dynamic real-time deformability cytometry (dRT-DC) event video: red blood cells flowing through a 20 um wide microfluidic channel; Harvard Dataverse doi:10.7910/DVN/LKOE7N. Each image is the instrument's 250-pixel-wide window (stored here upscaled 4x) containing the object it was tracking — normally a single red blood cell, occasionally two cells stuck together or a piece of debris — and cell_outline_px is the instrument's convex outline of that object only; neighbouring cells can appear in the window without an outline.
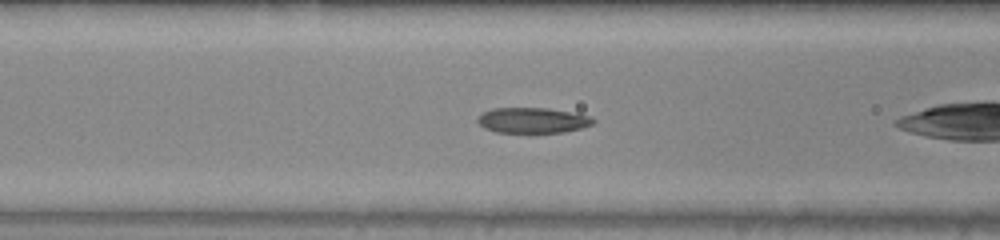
{"species": "common noctule bat (a hibernating species)", "species_latin": "Nyctalus noctula", "temperature_condition": "warm", "stored_images_in_passage": 35, "camera_frame_rate_fps": 3000, "um_per_image_px": 0.085, "animal": {"sex": "male", "body_mass_g": 20.0, "forearm_length_mm": 53.3}, "frame": {"image": 1, "passage_image": 5, "time_ms": 1.333, "image_size_px": [1000, 240], "cell_outline_px": [[596, 120], [592, 124], [580, 128], [564, 132], [532, 136], [496, 132], [484, 128], [476, 120], [476, 116], [492, 108], [548, 108], [592, 116]], "centroid_in_image_um": [45.25, 10.28], "position_along_channel_um": 121.4, "area_um2": 18.09}}
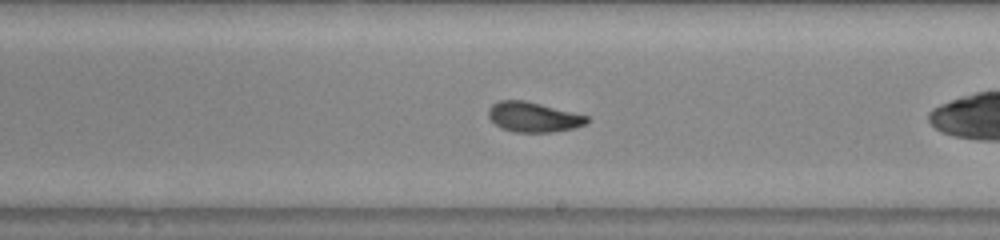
{"frame": {"image": 2, "passage_image": 14, "time_ms": 4.333, "image_size_px": [1000, 240], "cell_outline_px": [[588, 120], [584, 124], [572, 128], [552, 132], [516, 132], [500, 128], [488, 116], [488, 108], [492, 104], [500, 100], [524, 100], [588, 116]], "centroid_in_image_um": [45.28, 9.94], "position_along_channel_um": 243.7, "area_um2": 16.94}}
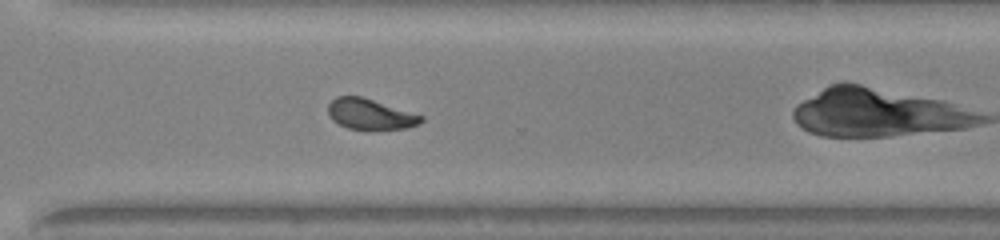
{"frame": {"image": 3, "passage_image": 21, "time_ms": 6.667, "image_size_px": [1000, 240], "cell_outline_px": [[424, 120], [420, 124], [408, 128], [368, 132], [348, 128], [332, 120], [328, 116], [328, 104], [336, 96], [364, 96], [424, 116]], "centroid_in_image_um": [31.49, 9.74], "position_along_channel_um": 339.1, "area_um2": 17.4}, "authors_computed_cell_mechanics": {"area_um2": 17.2244, "velocity_mm_per_s": 4.0899, "shape_relaxation_time_tau1_ms": 3.372, "shape_relaxation_time_tau2_ms": 0.503, "deformation_change_tau1": 0.147, "deformation_change_tau2": 0.0474}}